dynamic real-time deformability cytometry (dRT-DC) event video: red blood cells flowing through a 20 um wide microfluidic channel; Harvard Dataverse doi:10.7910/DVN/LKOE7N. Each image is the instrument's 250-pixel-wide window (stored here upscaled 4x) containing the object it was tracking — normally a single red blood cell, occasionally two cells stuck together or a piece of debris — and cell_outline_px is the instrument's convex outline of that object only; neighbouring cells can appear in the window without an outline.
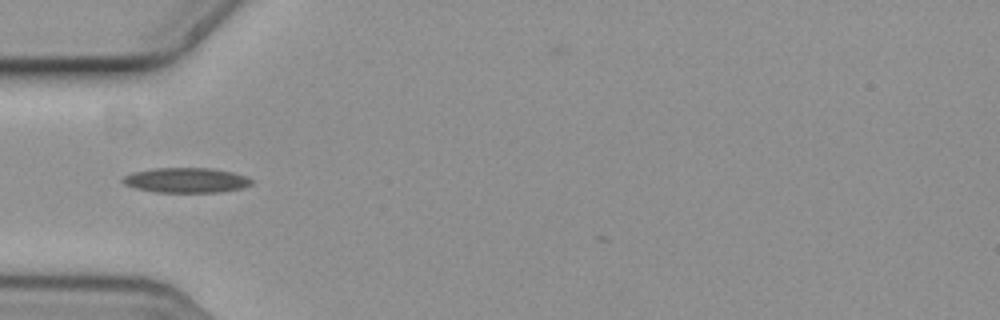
{"species": "common noctule bat (a hibernating species)", "species_latin": "Nyctalus noctula", "temperature_condition": "cold", "stored_images_in_passage": 10, "camera_frame_rate_fps": 3000, "um_per_image_px": 0.085, "animal": {"sex": "female", "body_mass_g": 19.3, "forearm_length_mm": 54.1}, "frame": {"image": 1, "passage_image": 4, "time_ms": 1.0, "image_size_px": [1000, 320], "cell_outline_px": [[252, 184], [244, 188], [220, 192], [156, 192], [136, 188], [124, 184], [120, 180], [124, 176], [132, 172], [156, 168], [212, 168], [232, 172], [244, 176], [252, 180]], "centroid_in_image_um": [15.82, 15.32], "position_along_channel_um": 69.2, "area_um2": 18.73}}
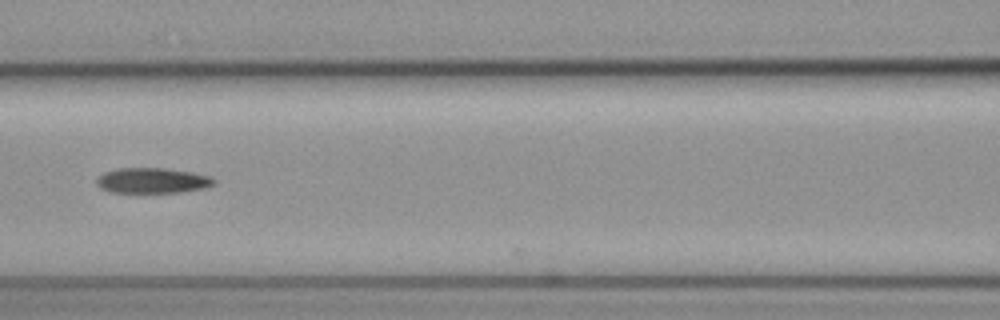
{"frame": {"image": 2, "passage_image": 6, "time_ms": 1.667, "image_size_px": [1000, 320], "cell_outline_px": [[216, 184], [204, 188], [180, 192], [108, 192], [100, 188], [96, 184], [96, 180], [104, 172], [120, 168], [164, 168], [192, 172], [208, 176], [216, 180]], "centroid_in_image_um": [12.95, 15.35], "position_along_channel_um": 153.7, "area_um2": 17.28}}
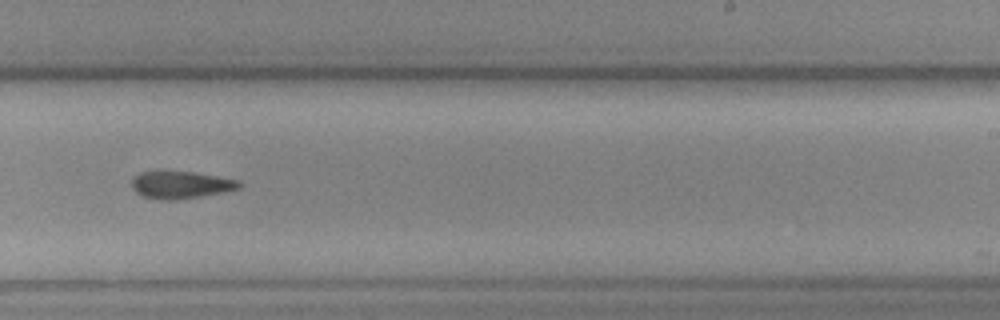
{"frame": {"image": 3, "passage_image": 9, "time_ms": 2.667, "image_size_px": [1000, 320], "cell_outline_px": [[240, 188], [224, 192], [176, 200], [160, 200], [144, 196], [136, 192], [132, 188], [132, 176], [140, 172], [192, 172], [240, 180]], "centroid_in_image_um": [15.35, 15.72], "position_along_channel_um": 273.6, "area_um2": 16.94}}